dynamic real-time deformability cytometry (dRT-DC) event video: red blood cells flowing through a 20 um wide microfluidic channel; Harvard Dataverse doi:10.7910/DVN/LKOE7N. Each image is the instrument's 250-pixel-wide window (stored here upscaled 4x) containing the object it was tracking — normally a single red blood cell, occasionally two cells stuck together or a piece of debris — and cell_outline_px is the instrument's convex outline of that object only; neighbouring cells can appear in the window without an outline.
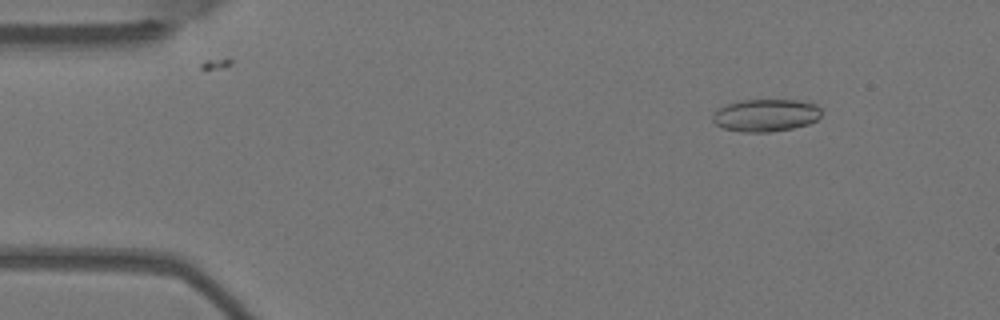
{"species": "Egyptian fruit bat (a non-hibernating species)", "species_latin": "Rousettus aegyptiacus", "temperature_condition": "warm", "stored_images_in_passage": 5, "camera_frame_rate_fps": 3000, "um_per_image_px": 0.085, "animal": {"sex": "female"}, "frame": {"image": 1, "passage_image": 1, "time_ms": 0.0, "image_size_px": [1000, 320], "cell_outline_px": [[820, 116], [816, 120], [808, 124], [792, 128], [772, 132], [740, 132], [724, 128], [716, 124], [712, 120], [712, 116], [716, 108], [740, 100], [796, 100], [816, 104], [820, 108]], "centroid_in_image_um": [65.06, 9.8], "position_along_channel_um": 19.9, "area_um2": 20.63}}
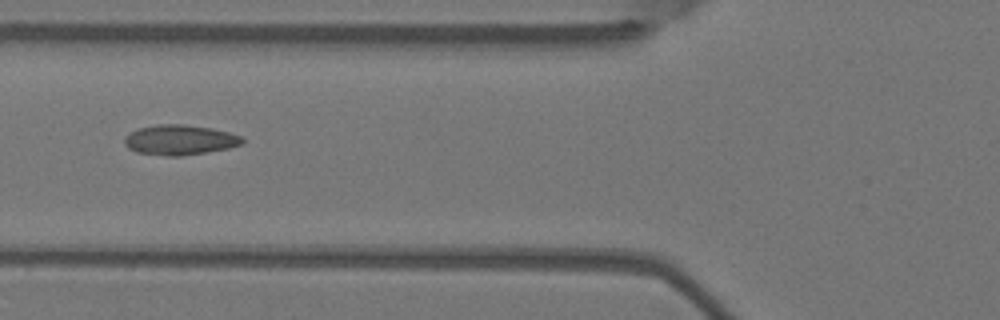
{"frame": {"image": 2, "passage_image": 5, "time_ms": 1.333, "image_size_px": [1000, 320], "cell_outline_px": [[244, 140], [240, 144], [228, 148], [180, 156], [168, 156], [136, 152], [128, 148], [124, 144], [124, 136], [140, 128], [156, 124], [184, 124], [212, 128], [228, 132], [240, 136]], "centroid_in_image_um": [15.24, 11.88], "position_along_channel_um": 110.6, "area_um2": 20.46}}